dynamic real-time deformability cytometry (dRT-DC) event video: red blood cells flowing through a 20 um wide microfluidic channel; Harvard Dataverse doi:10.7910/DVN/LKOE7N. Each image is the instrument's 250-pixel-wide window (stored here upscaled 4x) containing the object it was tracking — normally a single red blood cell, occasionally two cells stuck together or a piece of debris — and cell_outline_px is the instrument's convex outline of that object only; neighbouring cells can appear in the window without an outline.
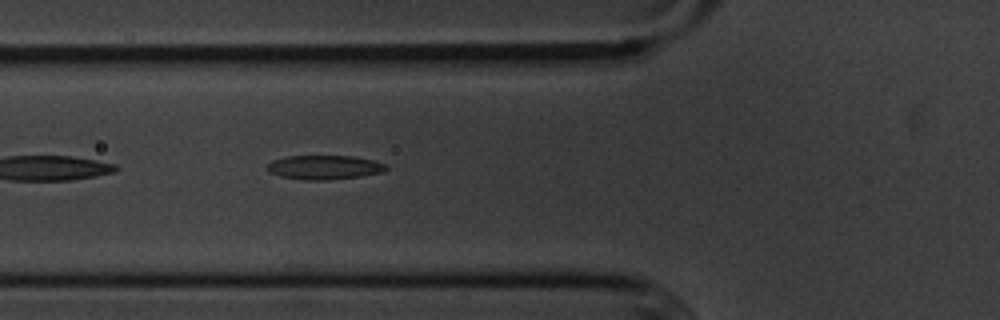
{"species": "common noctule bat (a hibernating species)", "species_latin": "Nyctalus noctula", "temperature_condition": "cold", "stored_images_in_passage": 40, "camera_frame_rate_fps": 3000, "um_per_image_px": 0.085, "animal": {"sex": "male", "body_mass_g": 20.1, "forearm_length_mm": 53.5}, "frame": {"image": 1, "passage_image": 5, "time_ms": 1.333, "image_size_px": [1000, 320], "cell_outline_px": [[388, 168], [384, 172], [360, 176], [332, 180], [304, 180], [280, 176], [268, 172], [268, 164], [272, 160], [288, 156], [352, 156], [372, 160], [384, 164]], "centroid_in_image_um": [27.56, 14.23], "position_along_channel_um": 98.2, "area_um2": 16.7}}
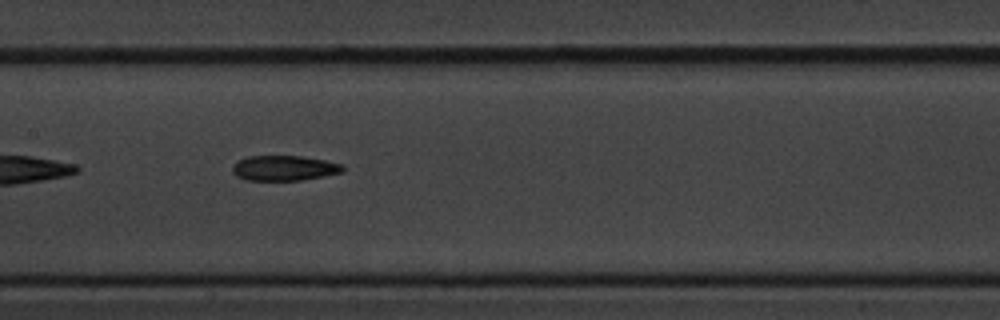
{"frame": {"image": 2, "passage_image": 12, "time_ms": 3.667, "image_size_px": [1000, 320], "cell_outline_px": [[344, 172], [300, 180], [244, 180], [236, 176], [232, 172], [232, 168], [236, 160], [248, 156], [300, 156], [324, 160], [344, 164]], "centroid_in_image_um": [24.13, 14.28], "position_along_channel_um": 183.3, "area_um2": 16.24}}
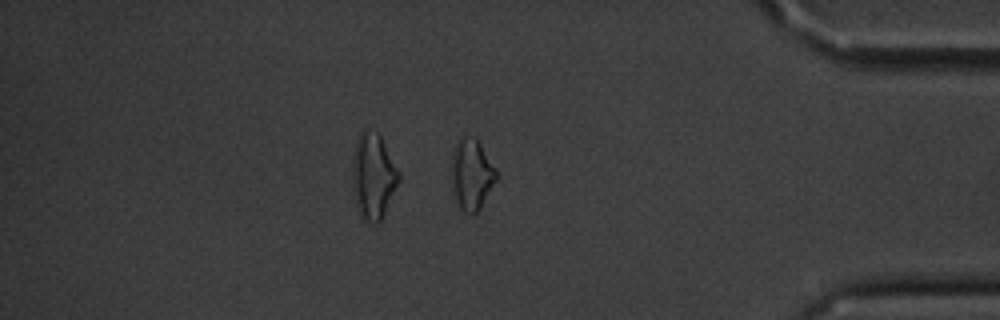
{"frame": {"image": 3, "passage_image": 32, "time_ms": 10.333, "image_size_px": [1000, 320], "cell_outline_px": [[500, 176], [480, 208], [472, 216], [460, 212], [456, 200], [452, 184], [452, 156], [456, 140], [464, 136], [476, 136], [496, 168]], "centroid_in_image_um": [40.11, 14.83], "position_along_channel_um": 395.1, "area_um2": 19.07}, "authors_computed_cell_mechanics": {"area_um2": 16.7909, "velocity_mm_per_s": 3.6078, "shape_relaxation_time_tau1_ms": 5.6425, "shape_relaxation_time_tau2_ms": 10.2931, "deformation_change_tau1": 0.1726, "deformation_change_tau2": 0.2377}}